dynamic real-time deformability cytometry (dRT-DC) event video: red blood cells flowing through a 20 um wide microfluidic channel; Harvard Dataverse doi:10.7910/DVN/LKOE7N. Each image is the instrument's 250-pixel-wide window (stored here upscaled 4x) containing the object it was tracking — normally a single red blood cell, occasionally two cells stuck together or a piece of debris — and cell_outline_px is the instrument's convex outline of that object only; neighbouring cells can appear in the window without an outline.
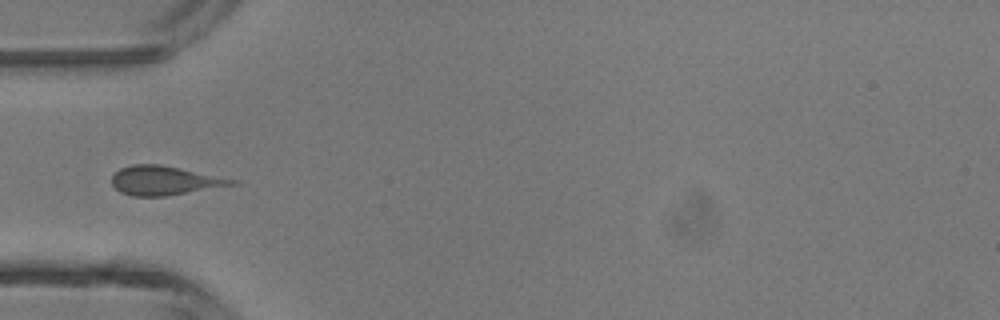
{"species": "common noctule bat (a hibernating species)", "species_latin": "Nyctalus noctula", "temperature_condition": "room temperature", "stored_images_in_passage": 6, "camera_frame_rate_fps": 3000, "um_per_image_px": 0.085, "animal": {"sex": "male", "body_mass_g": 13.3}, "frame": {"image": 1, "passage_image": 5, "time_ms": 1.333, "image_size_px": [1000, 320], "cell_outline_px": [[236, 184], [164, 196], [132, 196], [120, 192], [112, 184], [112, 176], [120, 168], [132, 164], [160, 164], [180, 168], [236, 180]], "centroid_in_image_um": [13.91, 15.34], "position_along_channel_um": 71.1, "area_um2": 19.94}}
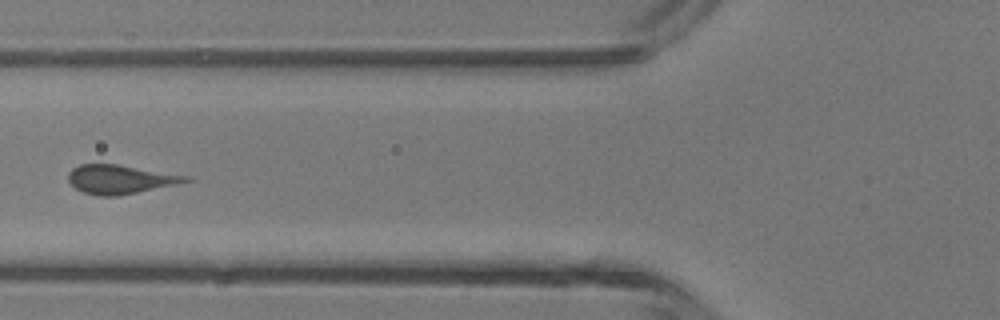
{"frame": {"image": 2, "passage_image": 6, "time_ms": 1.667, "image_size_px": [1000, 320], "cell_outline_px": [[196, 180], [116, 196], [100, 196], [84, 192], [76, 188], [68, 180], [68, 172], [72, 168], [80, 164], [116, 164], [188, 176]], "centroid_in_image_um": [10.2, 15.23], "position_along_channel_um": 115.6, "area_um2": 19.48}}